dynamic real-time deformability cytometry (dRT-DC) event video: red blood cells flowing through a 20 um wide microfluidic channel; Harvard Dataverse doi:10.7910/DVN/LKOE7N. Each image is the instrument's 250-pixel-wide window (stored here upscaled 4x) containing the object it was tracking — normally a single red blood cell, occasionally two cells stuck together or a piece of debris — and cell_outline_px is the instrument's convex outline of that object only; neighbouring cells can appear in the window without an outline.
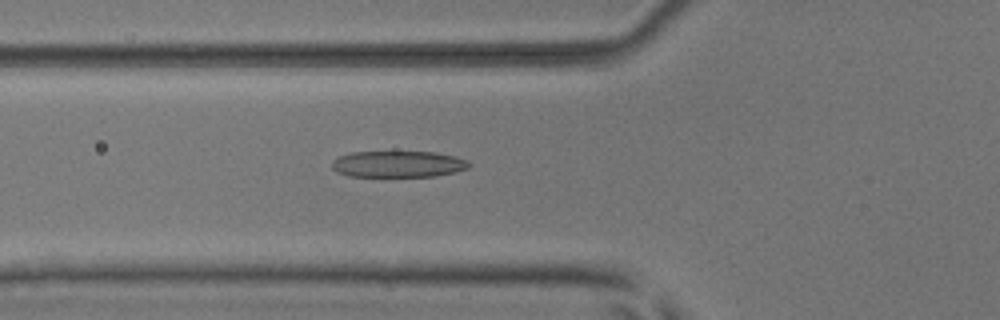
{"species": "common noctule bat (a hibernating species)", "species_latin": "Nyctalus noctula", "temperature_condition": "room temperature", "stored_images_in_passage": 53, "camera_frame_rate_fps": 3000, "um_per_image_px": 0.085, "animal": {"sex": "male", "body_mass_g": 17.9, "forearm_length_mm": 54.2}, "frame": {"image": 1, "passage_image": 20, "time_ms": 6.333, "image_size_px": [1000, 320], "cell_outline_px": [[472, 164], [468, 168], [456, 172], [436, 176], [348, 176], [336, 172], [332, 168], [332, 160], [340, 156], [352, 152], [432, 152], [456, 156], [468, 160]], "centroid_in_image_um": [33.86, 13.95], "position_along_channel_um": 91.9, "area_um2": 21.15}}
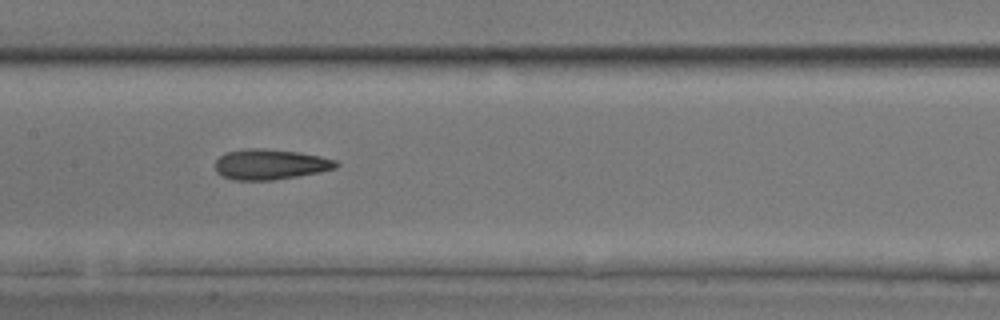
{"frame": {"image": 2, "passage_image": 27, "time_ms": 8.667, "image_size_px": [1000, 320], "cell_outline_px": [[340, 164], [336, 168], [320, 172], [272, 180], [232, 180], [220, 176], [216, 172], [216, 160], [224, 152], [244, 148], [264, 148], [300, 152], [320, 156], [336, 160]], "centroid_in_image_um": [22.94, 13.96], "position_along_channel_um": 184.5, "area_um2": 21.68}}
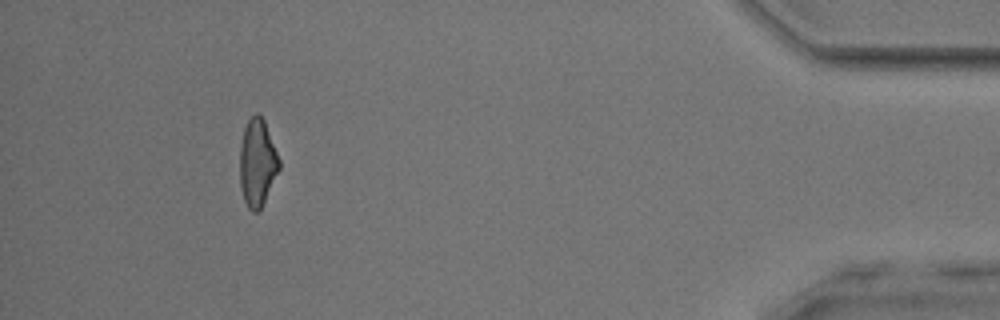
{"frame": {"image": 3, "passage_image": 49, "time_ms": 16.0, "image_size_px": [1000, 320], "cell_outline_px": [[280, 168], [260, 212], [252, 212], [248, 208], [244, 200], [240, 188], [240, 144], [244, 128], [248, 120], [256, 112], [260, 112], [264, 120], [280, 160]], "centroid_in_image_um": [21.87, 13.85], "position_along_channel_um": 413.3, "area_um2": 20.29}, "authors_computed_cell_mechanics": {"area_um2": 21.1548, "velocity_mm_per_s": 3.9472, "shape_relaxation_time_tau1_ms": 6.9013, "shape_relaxation_time_tau2_ms": 2.5139, "deformation_change_tau1": 0.2193, "deformation_change_tau2": 0.1294}}